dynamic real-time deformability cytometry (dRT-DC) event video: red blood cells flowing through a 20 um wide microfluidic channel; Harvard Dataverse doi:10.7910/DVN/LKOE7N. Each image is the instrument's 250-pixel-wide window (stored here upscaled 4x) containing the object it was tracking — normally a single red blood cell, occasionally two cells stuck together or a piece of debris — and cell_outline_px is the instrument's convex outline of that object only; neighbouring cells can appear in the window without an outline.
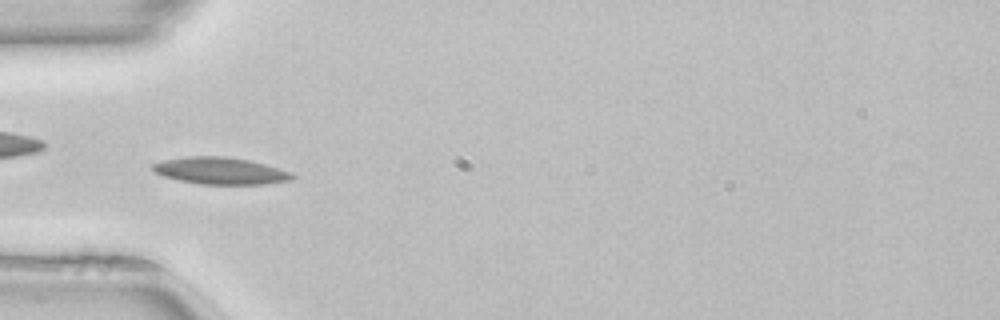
{"species": "common noctule bat (a hibernating species)", "species_latin": "Nyctalus noctula", "temperature_condition": "room temperature", "stored_images_in_passage": 49, "camera_frame_rate_fps": 3000, "um_per_image_px": 0.085, "animal": {"sex": "female", "body_mass_g": 22.7, "forearm_length_mm": 54.2}, "frame": {"image": 1, "passage_image": 15, "time_ms": 4.667, "image_size_px": [1000, 320], "cell_outline_px": [[296, 176], [288, 180], [264, 184], [200, 184], [180, 180], [164, 176], [156, 172], [152, 168], [152, 164], [164, 160], [188, 156], [224, 156], [248, 160], [264, 164], [292, 172]], "centroid_in_image_um": [18.74, 14.51], "position_along_channel_um": 66.3, "area_um2": 21.62}, "authors_computed_cell_mechanics": {"area_um2": 19.652, "velocity_mm_per_s": 4.0404, "shape_relaxation_time_tau1_ms": null, "shape_relaxation_time_tau2_ms": 7.2254, "deformation_change_tau1": null, "deformation_change_tau2": 0.1447}}